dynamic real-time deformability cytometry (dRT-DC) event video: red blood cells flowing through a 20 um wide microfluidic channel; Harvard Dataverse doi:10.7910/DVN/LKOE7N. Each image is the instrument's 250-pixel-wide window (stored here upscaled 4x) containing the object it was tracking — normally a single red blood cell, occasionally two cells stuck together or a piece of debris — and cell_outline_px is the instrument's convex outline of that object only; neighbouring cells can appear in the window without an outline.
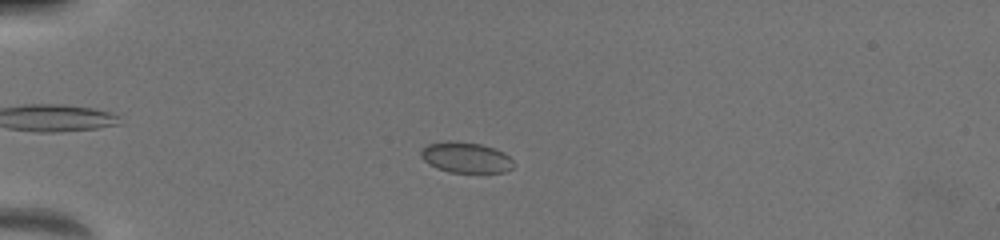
{"species": "common noctule bat (a hibernating species)", "species_latin": "Nyctalus noctula", "temperature_condition": "warm", "stored_images_in_passage": 27, "camera_frame_rate_fps": 3000, "um_per_image_px": 0.085, "animal": {"sex": "female", "body_mass_g": 19.5, "forearm_length_mm": 54.1}, "frame": {"image": 1, "passage_image": 5, "time_ms": 3.667, "image_size_px": [1000, 240], "cell_outline_px": [[516, 164], [512, 168], [504, 172], [448, 172], [436, 168], [428, 164], [420, 156], [420, 152], [428, 144], [448, 140], [480, 144], [504, 152]], "centroid_in_image_um": [39.59, 13.39], "position_along_channel_um": 45.4, "area_um2": 16.53}}
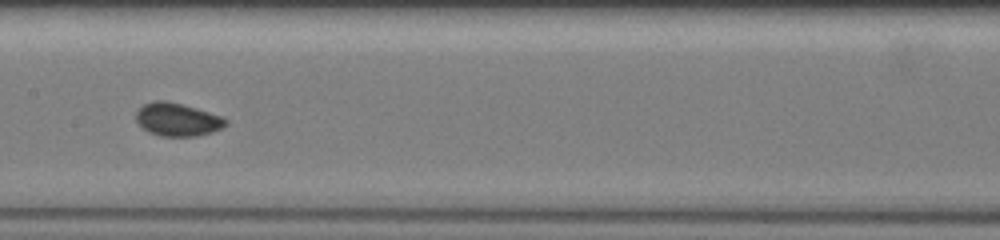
{"frame": {"image": 2, "passage_image": 14, "time_ms": 8.333, "image_size_px": [1000, 240], "cell_outline_px": [[228, 124], [212, 132], [196, 136], [160, 136], [148, 132], [136, 120], [136, 112], [144, 104], [156, 100], [164, 100], [196, 108], [220, 116], [228, 120]], "centroid_in_image_um": [15.07, 10.17], "position_along_channel_um": 192.3, "area_um2": 17.05}}
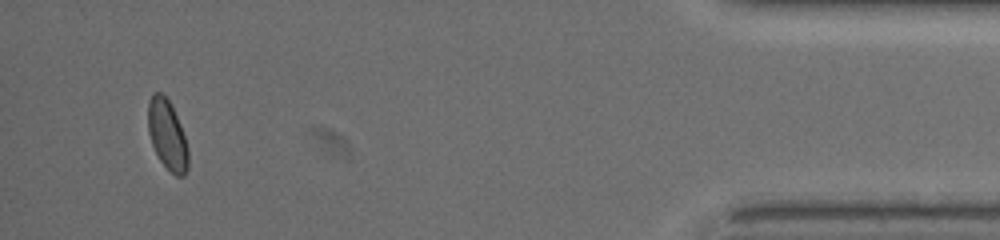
{"frame": {"image": 3, "passage_image": 27, "time_ms": 15.667, "image_size_px": [1000, 240], "cell_outline_px": [[188, 168], [184, 176], [176, 176], [160, 160], [152, 144], [148, 132], [148, 100], [152, 92], [160, 92], [168, 100], [180, 124], [188, 148]], "centroid_in_image_um": [14.21, 11.45], "position_along_channel_um": 421.0, "area_um2": 16.13}, "authors_computed_cell_mechanics": {"area_um2": 16.4152, "velocity_mm_per_s": 3.9825, "shape_relaxation_time_tau1_ms": 4.878, "shape_relaxation_time_tau2_ms": 5.3563, "deformation_change_tau1": 0.088, "deformation_change_tau2": 0.0508}}